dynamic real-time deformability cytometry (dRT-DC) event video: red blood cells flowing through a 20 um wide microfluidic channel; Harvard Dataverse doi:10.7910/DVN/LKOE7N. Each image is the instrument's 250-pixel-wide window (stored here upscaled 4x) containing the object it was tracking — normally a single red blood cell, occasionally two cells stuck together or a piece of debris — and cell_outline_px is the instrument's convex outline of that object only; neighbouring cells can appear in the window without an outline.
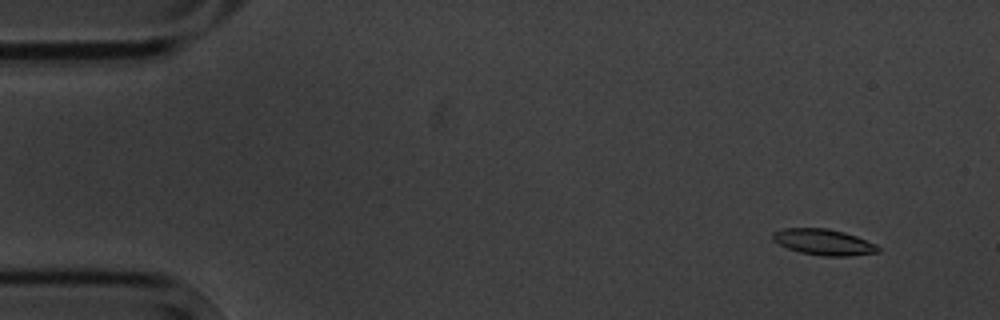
{"species": "common noctule bat (a hibernating species)", "species_latin": "Nyctalus noctula", "temperature_condition": "cold", "stored_images_in_passage": 5, "camera_frame_rate_fps": 3000, "um_per_image_px": 0.085, "animal": {"sex": "male", "body_mass_g": 20.1, "forearm_length_mm": 53.5}, "frame": {"image": 1, "passage_image": 1, "time_ms": 0.0, "image_size_px": [1000, 320], "cell_outline_px": [[880, 252], [848, 256], [820, 256], [800, 252], [788, 248], [772, 240], [772, 232], [784, 228], [828, 228], [844, 232], [856, 236], [876, 244], [880, 248]], "centroid_in_image_um": [70.01, 20.57], "position_along_channel_um": 15.0, "area_um2": 16.01}}
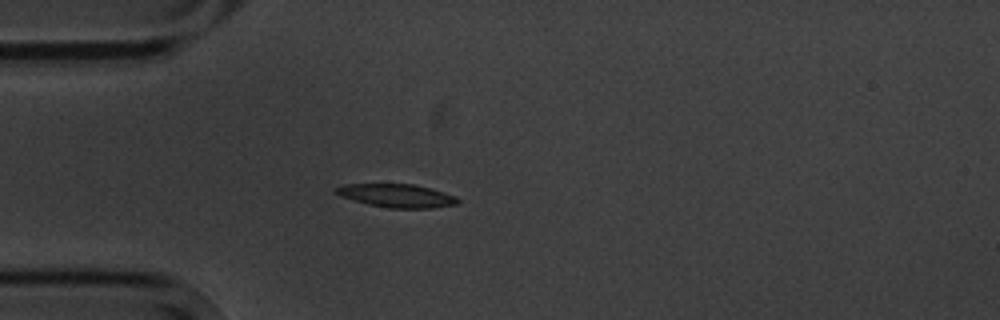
{"frame": {"image": 2, "passage_image": 4, "time_ms": 3.667, "image_size_px": [1000, 320], "cell_outline_px": [[460, 200], [456, 204], [432, 208], [388, 208], [368, 204], [340, 196], [332, 192], [336, 188], [344, 184], [412, 184], [432, 188], [456, 196]], "centroid_in_image_um": [33.72, 16.63], "position_along_channel_um": 51.3, "area_um2": 16.59}}